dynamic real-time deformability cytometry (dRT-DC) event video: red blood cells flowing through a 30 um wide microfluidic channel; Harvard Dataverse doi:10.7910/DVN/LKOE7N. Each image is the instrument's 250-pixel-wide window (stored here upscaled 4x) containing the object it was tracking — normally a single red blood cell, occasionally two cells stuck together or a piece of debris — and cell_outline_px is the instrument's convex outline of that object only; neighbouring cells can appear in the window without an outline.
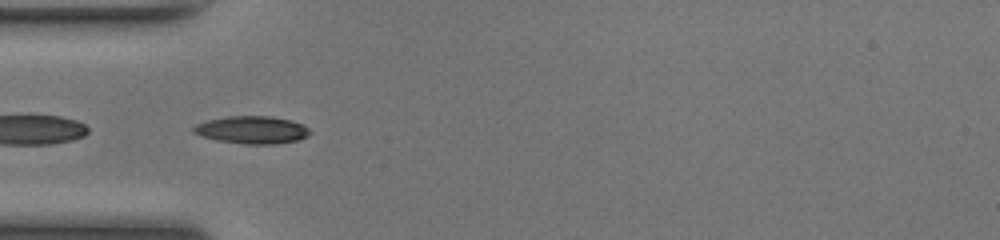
{"species": "common noctule bat (a hibernating species)", "species_latin": "Nyctalus noctula", "temperature_condition": "room temperature", "stored_images_in_passage": 35, "camera_frame_rate_fps": 3000, "um_per_image_px": 0.085, "animal": {"sex": "female", "body_mass_g": 17.0, "forearm_length_mm": 48.0}, "frame": {"image": 1, "passage_image": 4, "time_ms": 1.0, "image_size_px": [1000, 240], "cell_outline_px": [[312, 132], [308, 136], [300, 140], [276, 144], [244, 144], [216, 140], [192, 132], [192, 128], [196, 124], [208, 120], [228, 116], [272, 116], [292, 120], [304, 124]], "centroid_in_image_um": [21.47, 11.04], "position_along_channel_um": 63.5, "area_um2": 18.9}}
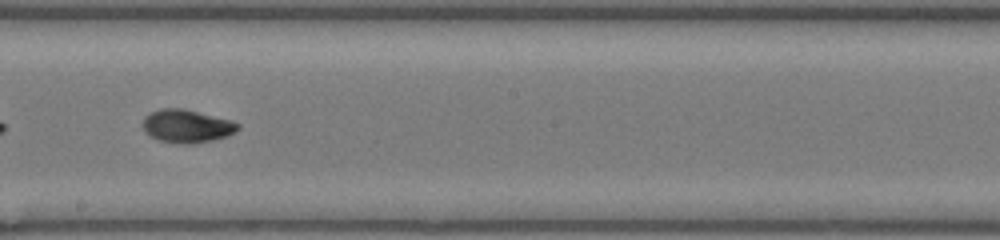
{"frame": {"image": 2, "passage_image": 16, "time_ms": 5.0, "image_size_px": [1000, 240], "cell_outline_px": [[240, 128], [236, 132], [228, 136], [212, 140], [192, 144], [176, 144], [156, 140], [144, 128], [144, 116], [160, 108], [180, 108], [232, 120], [240, 124]], "centroid_in_image_um": [15.92, 10.73], "position_along_channel_um": 232.3, "area_um2": 18.32}}
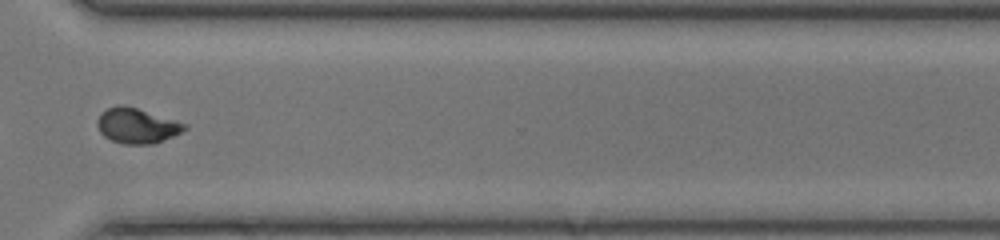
{"frame": {"image": 3, "passage_image": 25, "time_ms": 8.0, "image_size_px": [1000, 240], "cell_outline_px": [[188, 128], [172, 136], [152, 144], [124, 144], [112, 140], [104, 136], [100, 132], [96, 124], [96, 120], [108, 108], [120, 104], [124, 104], [176, 120], [188, 124]], "centroid_in_image_um": [11.63, 10.68], "position_along_channel_um": 359.0, "area_um2": 17.74}, "authors_computed_cell_mechanics": {"area_um2": 17.8602, "velocity_mm_per_s": 4.2263, "shape_relaxation_time_tau1_ms": 3.7407, "shape_relaxation_time_tau2_ms": 1.8846, "deformation_change_tau1": 0.1862, "deformation_change_tau2": 0.0578}}